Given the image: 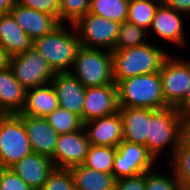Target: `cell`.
Returning <instances> with one entry per match:
<instances>
[{"label":"cell","instance_id":"4dcf8cb0","mask_svg":"<svg viewBox=\"0 0 190 190\" xmlns=\"http://www.w3.org/2000/svg\"><path fill=\"white\" fill-rule=\"evenodd\" d=\"M171 175L153 172V169L145 172L146 190H182L175 173L171 170Z\"/></svg>","mask_w":190,"mask_h":190},{"label":"cell","instance_id":"d6986e66","mask_svg":"<svg viewBox=\"0 0 190 190\" xmlns=\"http://www.w3.org/2000/svg\"><path fill=\"white\" fill-rule=\"evenodd\" d=\"M123 140L147 147L150 108L120 107Z\"/></svg>","mask_w":190,"mask_h":190},{"label":"cell","instance_id":"83f0119b","mask_svg":"<svg viewBox=\"0 0 190 190\" xmlns=\"http://www.w3.org/2000/svg\"><path fill=\"white\" fill-rule=\"evenodd\" d=\"M45 119L58 134L72 133L83 127V122L78 115L61 107L47 115Z\"/></svg>","mask_w":190,"mask_h":190},{"label":"cell","instance_id":"9a60e30c","mask_svg":"<svg viewBox=\"0 0 190 190\" xmlns=\"http://www.w3.org/2000/svg\"><path fill=\"white\" fill-rule=\"evenodd\" d=\"M9 169L33 190H40L55 167L47 155L32 152Z\"/></svg>","mask_w":190,"mask_h":190},{"label":"cell","instance_id":"603a6c76","mask_svg":"<svg viewBox=\"0 0 190 190\" xmlns=\"http://www.w3.org/2000/svg\"><path fill=\"white\" fill-rule=\"evenodd\" d=\"M76 190H114L117 179L113 174L99 172L82 165L69 168Z\"/></svg>","mask_w":190,"mask_h":190},{"label":"cell","instance_id":"7c38bea8","mask_svg":"<svg viewBox=\"0 0 190 190\" xmlns=\"http://www.w3.org/2000/svg\"><path fill=\"white\" fill-rule=\"evenodd\" d=\"M116 84L88 87L85 91L83 123L91 119L105 117L119 112Z\"/></svg>","mask_w":190,"mask_h":190},{"label":"cell","instance_id":"6da1fadb","mask_svg":"<svg viewBox=\"0 0 190 190\" xmlns=\"http://www.w3.org/2000/svg\"><path fill=\"white\" fill-rule=\"evenodd\" d=\"M66 26L61 23L49 34L33 41V47L46 58L55 73H70L81 47L74 25L69 24L70 29Z\"/></svg>","mask_w":190,"mask_h":190},{"label":"cell","instance_id":"4fadbf2b","mask_svg":"<svg viewBox=\"0 0 190 190\" xmlns=\"http://www.w3.org/2000/svg\"><path fill=\"white\" fill-rule=\"evenodd\" d=\"M90 145L117 147L123 141V123L119 112L83 123Z\"/></svg>","mask_w":190,"mask_h":190},{"label":"cell","instance_id":"30bf717a","mask_svg":"<svg viewBox=\"0 0 190 190\" xmlns=\"http://www.w3.org/2000/svg\"><path fill=\"white\" fill-rule=\"evenodd\" d=\"M159 74L165 103L169 107H176L183 100L190 84L188 66L170 54L161 66Z\"/></svg>","mask_w":190,"mask_h":190},{"label":"cell","instance_id":"e0dca14e","mask_svg":"<svg viewBox=\"0 0 190 190\" xmlns=\"http://www.w3.org/2000/svg\"><path fill=\"white\" fill-rule=\"evenodd\" d=\"M23 121L33 152L52 157L58 133L45 118L17 114Z\"/></svg>","mask_w":190,"mask_h":190},{"label":"cell","instance_id":"8992f818","mask_svg":"<svg viewBox=\"0 0 190 190\" xmlns=\"http://www.w3.org/2000/svg\"><path fill=\"white\" fill-rule=\"evenodd\" d=\"M32 152L22 119L17 114H3L0 117V167L10 168Z\"/></svg>","mask_w":190,"mask_h":190},{"label":"cell","instance_id":"44dd1931","mask_svg":"<svg viewBox=\"0 0 190 190\" xmlns=\"http://www.w3.org/2000/svg\"><path fill=\"white\" fill-rule=\"evenodd\" d=\"M0 45L10 57L33 47V40L17 24L11 13L0 14Z\"/></svg>","mask_w":190,"mask_h":190},{"label":"cell","instance_id":"e575fe53","mask_svg":"<svg viewBox=\"0 0 190 190\" xmlns=\"http://www.w3.org/2000/svg\"><path fill=\"white\" fill-rule=\"evenodd\" d=\"M114 190H146L145 173L118 179Z\"/></svg>","mask_w":190,"mask_h":190},{"label":"cell","instance_id":"ba28073f","mask_svg":"<svg viewBox=\"0 0 190 190\" xmlns=\"http://www.w3.org/2000/svg\"><path fill=\"white\" fill-rule=\"evenodd\" d=\"M9 67L17 81L26 89L48 84L56 74L48 61L34 47L10 57Z\"/></svg>","mask_w":190,"mask_h":190},{"label":"cell","instance_id":"3957f363","mask_svg":"<svg viewBox=\"0 0 190 190\" xmlns=\"http://www.w3.org/2000/svg\"><path fill=\"white\" fill-rule=\"evenodd\" d=\"M116 85L119 107H140L153 110L168 107L162 93L159 72L123 79Z\"/></svg>","mask_w":190,"mask_h":190},{"label":"cell","instance_id":"60d3db41","mask_svg":"<svg viewBox=\"0 0 190 190\" xmlns=\"http://www.w3.org/2000/svg\"><path fill=\"white\" fill-rule=\"evenodd\" d=\"M149 1H153L159 4H164L165 0H149Z\"/></svg>","mask_w":190,"mask_h":190},{"label":"cell","instance_id":"7a4b0ae2","mask_svg":"<svg viewBox=\"0 0 190 190\" xmlns=\"http://www.w3.org/2000/svg\"><path fill=\"white\" fill-rule=\"evenodd\" d=\"M111 54L115 84L123 79L159 72L165 59L170 55L149 42L138 47L111 51Z\"/></svg>","mask_w":190,"mask_h":190},{"label":"cell","instance_id":"f1b7e54d","mask_svg":"<svg viewBox=\"0 0 190 190\" xmlns=\"http://www.w3.org/2000/svg\"><path fill=\"white\" fill-rule=\"evenodd\" d=\"M171 160L182 190H190V149H176Z\"/></svg>","mask_w":190,"mask_h":190},{"label":"cell","instance_id":"d590c367","mask_svg":"<svg viewBox=\"0 0 190 190\" xmlns=\"http://www.w3.org/2000/svg\"><path fill=\"white\" fill-rule=\"evenodd\" d=\"M180 137L177 149H190V110L181 112Z\"/></svg>","mask_w":190,"mask_h":190},{"label":"cell","instance_id":"d4e9b609","mask_svg":"<svg viewBox=\"0 0 190 190\" xmlns=\"http://www.w3.org/2000/svg\"><path fill=\"white\" fill-rule=\"evenodd\" d=\"M116 152L117 149L112 146L90 145L83 165L99 172L113 174Z\"/></svg>","mask_w":190,"mask_h":190},{"label":"cell","instance_id":"f35d334b","mask_svg":"<svg viewBox=\"0 0 190 190\" xmlns=\"http://www.w3.org/2000/svg\"><path fill=\"white\" fill-rule=\"evenodd\" d=\"M18 0H0V14L10 13Z\"/></svg>","mask_w":190,"mask_h":190},{"label":"cell","instance_id":"f546056e","mask_svg":"<svg viewBox=\"0 0 190 190\" xmlns=\"http://www.w3.org/2000/svg\"><path fill=\"white\" fill-rule=\"evenodd\" d=\"M59 22L74 24L80 17L89 12L90 0H59Z\"/></svg>","mask_w":190,"mask_h":190},{"label":"cell","instance_id":"4316f807","mask_svg":"<svg viewBox=\"0 0 190 190\" xmlns=\"http://www.w3.org/2000/svg\"><path fill=\"white\" fill-rule=\"evenodd\" d=\"M147 31L149 30H146L128 21L120 23L117 39L112 51L130 47H138L147 44L148 42L145 40Z\"/></svg>","mask_w":190,"mask_h":190},{"label":"cell","instance_id":"ab89813d","mask_svg":"<svg viewBox=\"0 0 190 190\" xmlns=\"http://www.w3.org/2000/svg\"><path fill=\"white\" fill-rule=\"evenodd\" d=\"M10 56L0 45V71L9 67Z\"/></svg>","mask_w":190,"mask_h":190},{"label":"cell","instance_id":"7402d4cb","mask_svg":"<svg viewBox=\"0 0 190 190\" xmlns=\"http://www.w3.org/2000/svg\"><path fill=\"white\" fill-rule=\"evenodd\" d=\"M58 107L57 94L50 82L43 86L27 89L26 103L18 114L45 118Z\"/></svg>","mask_w":190,"mask_h":190},{"label":"cell","instance_id":"ac0fdd59","mask_svg":"<svg viewBox=\"0 0 190 190\" xmlns=\"http://www.w3.org/2000/svg\"><path fill=\"white\" fill-rule=\"evenodd\" d=\"M150 28V31L173 45L180 48L187 45L180 13L165 4H159Z\"/></svg>","mask_w":190,"mask_h":190},{"label":"cell","instance_id":"74e56055","mask_svg":"<svg viewBox=\"0 0 190 190\" xmlns=\"http://www.w3.org/2000/svg\"><path fill=\"white\" fill-rule=\"evenodd\" d=\"M180 59L188 66V71L190 74V59H182L180 57ZM180 113L190 110V84L186 90L185 96L183 98V100L175 107Z\"/></svg>","mask_w":190,"mask_h":190},{"label":"cell","instance_id":"ffe728a7","mask_svg":"<svg viewBox=\"0 0 190 190\" xmlns=\"http://www.w3.org/2000/svg\"><path fill=\"white\" fill-rule=\"evenodd\" d=\"M27 89L15 78L10 67L0 71V111L18 114L26 103Z\"/></svg>","mask_w":190,"mask_h":190},{"label":"cell","instance_id":"277c9868","mask_svg":"<svg viewBox=\"0 0 190 190\" xmlns=\"http://www.w3.org/2000/svg\"><path fill=\"white\" fill-rule=\"evenodd\" d=\"M70 73L85 88L115 84L111 51L81 46Z\"/></svg>","mask_w":190,"mask_h":190},{"label":"cell","instance_id":"2e32d148","mask_svg":"<svg viewBox=\"0 0 190 190\" xmlns=\"http://www.w3.org/2000/svg\"><path fill=\"white\" fill-rule=\"evenodd\" d=\"M17 24L34 41L52 32L61 23L48 13L16 4L10 11Z\"/></svg>","mask_w":190,"mask_h":190},{"label":"cell","instance_id":"1f68e13d","mask_svg":"<svg viewBox=\"0 0 190 190\" xmlns=\"http://www.w3.org/2000/svg\"><path fill=\"white\" fill-rule=\"evenodd\" d=\"M40 190H76L69 169L55 168Z\"/></svg>","mask_w":190,"mask_h":190},{"label":"cell","instance_id":"484cf974","mask_svg":"<svg viewBox=\"0 0 190 190\" xmlns=\"http://www.w3.org/2000/svg\"><path fill=\"white\" fill-rule=\"evenodd\" d=\"M159 3L149 0H129L127 21L150 29Z\"/></svg>","mask_w":190,"mask_h":190},{"label":"cell","instance_id":"5b68a950","mask_svg":"<svg viewBox=\"0 0 190 190\" xmlns=\"http://www.w3.org/2000/svg\"><path fill=\"white\" fill-rule=\"evenodd\" d=\"M149 129L147 137V150L158 160L161 152L166 147H171L169 151L172 158L175 150L179 146L181 114L175 107H165L162 109H150Z\"/></svg>","mask_w":190,"mask_h":190},{"label":"cell","instance_id":"9c48e42d","mask_svg":"<svg viewBox=\"0 0 190 190\" xmlns=\"http://www.w3.org/2000/svg\"><path fill=\"white\" fill-rule=\"evenodd\" d=\"M116 149L113 175L117 180L143 174L153 169L157 162L143 145L123 140Z\"/></svg>","mask_w":190,"mask_h":190},{"label":"cell","instance_id":"836d02e7","mask_svg":"<svg viewBox=\"0 0 190 190\" xmlns=\"http://www.w3.org/2000/svg\"><path fill=\"white\" fill-rule=\"evenodd\" d=\"M17 3L26 8L48 13L59 20V0H18Z\"/></svg>","mask_w":190,"mask_h":190},{"label":"cell","instance_id":"cb8c5ba5","mask_svg":"<svg viewBox=\"0 0 190 190\" xmlns=\"http://www.w3.org/2000/svg\"><path fill=\"white\" fill-rule=\"evenodd\" d=\"M129 0H90L89 13L122 23L127 21Z\"/></svg>","mask_w":190,"mask_h":190},{"label":"cell","instance_id":"52a82bcc","mask_svg":"<svg viewBox=\"0 0 190 190\" xmlns=\"http://www.w3.org/2000/svg\"><path fill=\"white\" fill-rule=\"evenodd\" d=\"M81 46L112 51L118 35L120 23L107 18L86 13L74 24Z\"/></svg>","mask_w":190,"mask_h":190},{"label":"cell","instance_id":"8fae6325","mask_svg":"<svg viewBox=\"0 0 190 190\" xmlns=\"http://www.w3.org/2000/svg\"><path fill=\"white\" fill-rule=\"evenodd\" d=\"M90 146L84 127L67 134H59L51 157L55 168L69 169L85 162Z\"/></svg>","mask_w":190,"mask_h":190},{"label":"cell","instance_id":"d6a6232c","mask_svg":"<svg viewBox=\"0 0 190 190\" xmlns=\"http://www.w3.org/2000/svg\"><path fill=\"white\" fill-rule=\"evenodd\" d=\"M0 190H33L9 168L0 167Z\"/></svg>","mask_w":190,"mask_h":190},{"label":"cell","instance_id":"5bb4252c","mask_svg":"<svg viewBox=\"0 0 190 190\" xmlns=\"http://www.w3.org/2000/svg\"><path fill=\"white\" fill-rule=\"evenodd\" d=\"M59 107L78 115L83 122L86 88L71 73H56L51 80Z\"/></svg>","mask_w":190,"mask_h":190},{"label":"cell","instance_id":"8d00e7d4","mask_svg":"<svg viewBox=\"0 0 190 190\" xmlns=\"http://www.w3.org/2000/svg\"><path fill=\"white\" fill-rule=\"evenodd\" d=\"M164 4L179 13L190 16V0H165Z\"/></svg>","mask_w":190,"mask_h":190}]
</instances>
